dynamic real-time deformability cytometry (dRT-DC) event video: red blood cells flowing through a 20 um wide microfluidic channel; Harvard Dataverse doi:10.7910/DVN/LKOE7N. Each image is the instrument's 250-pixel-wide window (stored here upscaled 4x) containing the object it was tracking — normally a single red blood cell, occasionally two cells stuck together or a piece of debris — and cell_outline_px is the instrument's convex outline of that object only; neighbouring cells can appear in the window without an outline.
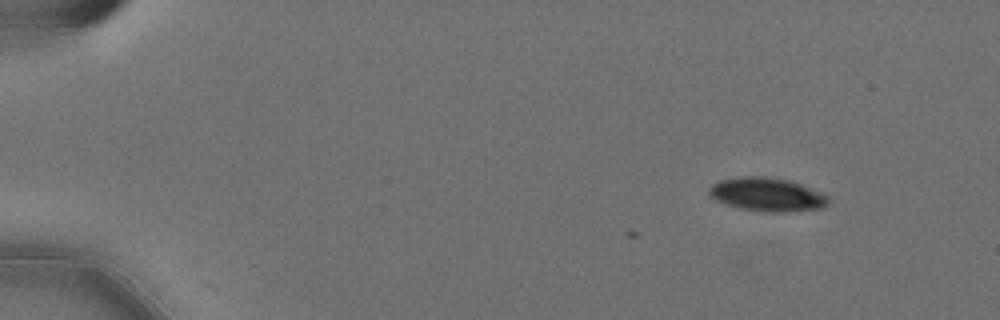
{"species": "Egyptian fruit bat (a non-hibernating species)", "species_latin": "Rousettus aegyptiacus", "temperature_condition": "cold", "stored_images_in_passage": 3, "camera_frame_rate_fps": 3000, "um_per_image_px": 0.085, "animal": {"sex": "female"}, "frame": {"image": 1, "passage_image": 1, "time_ms": 0.0, "image_size_px": [1000, 320], "cell_outline_px": [[828, 204], [820, 208], [784, 212], [764, 212], [740, 208], [716, 200], [708, 192], [708, 188], [712, 184], [720, 180], [744, 176], [764, 176], [788, 180], [824, 192], [828, 196]], "centroid_in_image_um": [65.22, 16.53], "position_along_channel_um": 19.8, "area_um2": 23.24}}